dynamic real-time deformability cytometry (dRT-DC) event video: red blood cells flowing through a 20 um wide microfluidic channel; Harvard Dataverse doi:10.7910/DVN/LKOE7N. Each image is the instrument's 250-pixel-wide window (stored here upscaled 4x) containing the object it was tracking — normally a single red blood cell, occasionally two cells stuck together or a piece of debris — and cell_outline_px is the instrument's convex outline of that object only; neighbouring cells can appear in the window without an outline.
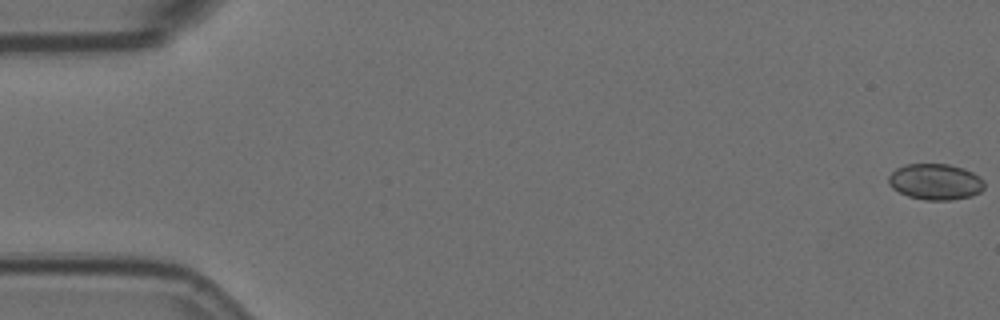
{"species": "Egyptian fruit bat (a non-hibernating species)", "species_latin": "Rousettus aegyptiacus", "temperature_condition": "room temperature", "stored_images_in_passage": 5, "camera_frame_rate_fps": 3000, "um_per_image_px": 0.085, "animal": {"sex": "female"}, "frame": {"image": 1, "passage_image": 1, "time_ms": 0.0, "image_size_px": [1000, 320], "cell_outline_px": [[984, 188], [980, 192], [972, 196], [948, 200], [924, 200], [908, 196], [892, 188], [888, 184], [888, 176], [896, 168], [904, 164], [948, 164], [964, 168], [972, 172], [984, 180]], "centroid_in_image_um": [79.5, 15.44], "position_along_channel_um": 5.5, "area_um2": 20.23}}